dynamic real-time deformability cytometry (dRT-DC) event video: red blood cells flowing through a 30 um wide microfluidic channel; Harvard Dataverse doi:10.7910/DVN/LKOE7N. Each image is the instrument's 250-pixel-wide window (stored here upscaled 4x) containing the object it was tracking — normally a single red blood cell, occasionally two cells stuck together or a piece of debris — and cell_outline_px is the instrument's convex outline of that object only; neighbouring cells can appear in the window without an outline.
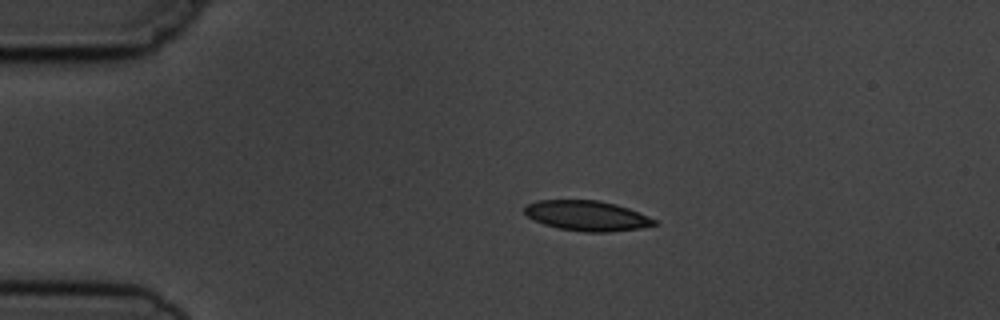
{"species": "common noctule bat (a hibernating species)", "species_latin": "Nyctalus noctula", "temperature_condition": "cold", "stored_images_in_passage": 2, "camera_frame_rate_fps": 3000, "um_per_image_px": 0.085, "animal": {"sex": "male", "body_mass_g": 19.5, "forearm_length_mm": 54.6}, "frame": {"image": 1, "passage_image": 1, "time_ms": 0.0, "image_size_px": [1000, 320], "cell_outline_px": [[660, 224], [640, 228], [608, 232], [584, 232], [560, 228], [544, 224], [532, 220], [524, 212], [524, 208], [528, 204], [536, 200], [600, 200], [616, 204], [628, 208], [648, 216], [656, 220]], "centroid_in_image_um": [49.9, 18.33], "position_along_channel_um": 35.1, "area_um2": 22.83}}